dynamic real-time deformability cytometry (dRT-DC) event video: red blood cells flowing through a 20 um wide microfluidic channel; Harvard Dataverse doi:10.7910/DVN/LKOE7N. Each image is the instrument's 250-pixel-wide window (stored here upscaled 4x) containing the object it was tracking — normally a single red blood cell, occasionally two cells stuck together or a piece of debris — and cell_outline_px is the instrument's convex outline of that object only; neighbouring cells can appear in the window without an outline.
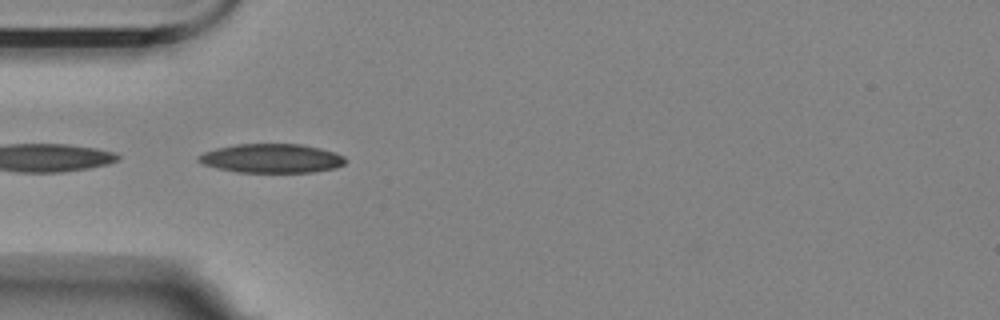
{"species": "Egyptian fruit bat (a non-hibernating species)", "species_latin": "Rousettus aegyptiacus", "temperature_condition": "room temperature", "stored_images_in_passage": 10, "camera_frame_rate_fps": 3000, "um_per_image_px": 0.085, "animal": {"sex": "female"}, "frame": {"image": 1, "passage_image": 7, "time_ms": 2.0, "image_size_px": [1000, 320], "cell_outline_px": [[348, 160], [344, 164], [336, 168], [312, 172], [236, 172], [216, 168], [204, 164], [196, 160], [196, 156], [204, 152], [216, 148], [236, 144], [300, 144], [320, 148], [344, 156]], "centroid_in_image_um": [23.07, 13.46], "position_along_channel_um": 61.9, "area_um2": 24.91}}